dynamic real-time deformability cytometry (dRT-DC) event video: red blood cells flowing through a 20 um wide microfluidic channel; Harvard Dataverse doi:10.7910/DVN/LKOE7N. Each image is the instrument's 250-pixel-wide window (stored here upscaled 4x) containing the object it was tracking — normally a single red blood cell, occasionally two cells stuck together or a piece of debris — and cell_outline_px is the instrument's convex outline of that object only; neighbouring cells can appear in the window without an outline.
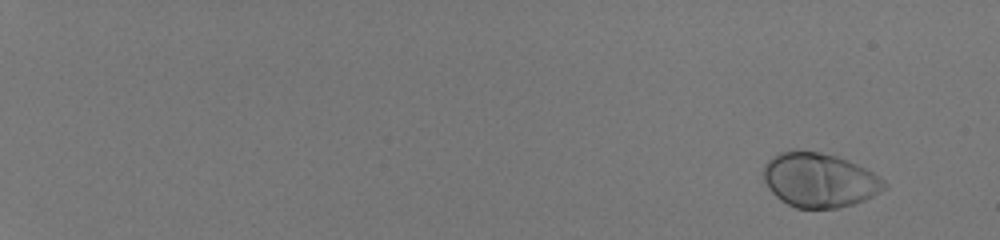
{"species": "human", "species_latin": "Homo sapiens", "temperature_condition": "room temperature", "stored_images_in_passage": 47, "camera_frame_rate_fps": 3000, "um_per_image_px": 0.085, "donor": {"sex": "male"}, "frame": {"image": 1, "passage_image": 1, "time_ms": 0.0, "image_size_px": [1000, 240], "cell_outline_px": [[888, 188], [864, 200], [852, 204], [836, 208], [796, 208], [780, 200], [768, 188], [764, 180], [764, 164], [772, 156], [780, 152], [796, 148], [820, 152], [836, 156], [848, 160], [872, 172], [884, 180], [888, 184]], "centroid_in_image_um": [69.63, 15.29], "position_along_channel_um": 15.4, "area_um2": 38.49}}